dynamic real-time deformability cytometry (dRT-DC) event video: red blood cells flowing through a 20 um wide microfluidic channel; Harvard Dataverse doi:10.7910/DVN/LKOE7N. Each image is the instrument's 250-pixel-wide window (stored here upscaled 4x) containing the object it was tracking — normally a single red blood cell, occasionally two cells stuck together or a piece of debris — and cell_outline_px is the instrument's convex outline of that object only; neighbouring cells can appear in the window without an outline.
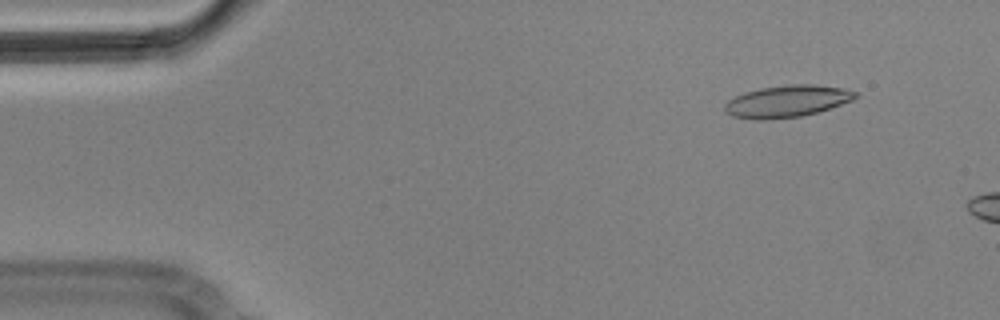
{"species": "Egyptian fruit bat (a non-hibernating species)", "species_latin": "Rousettus aegyptiacus", "temperature_condition": "cold", "stored_images_in_passage": 4, "camera_frame_rate_fps": 3000, "um_per_image_px": 0.085, "animal": {"sex": "male"}, "frame": {"image": 1, "passage_image": 2, "time_ms": 0.333, "image_size_px": [1000, 320], "cell_outline_px": [[860, 96], [852, 100], [816, 112], [800, 116], [764, 120], [756, 120], [732, 116], [724, 112], [724, 104], [728, 100], [744, 92], [760, 88], [788, 84], [812, 84], [844, 88], [860, 92]], "centroid_in_image_um": [66.89, 8.6], "position_along_channel_um": 18.1, "area_um2": 24.39}}